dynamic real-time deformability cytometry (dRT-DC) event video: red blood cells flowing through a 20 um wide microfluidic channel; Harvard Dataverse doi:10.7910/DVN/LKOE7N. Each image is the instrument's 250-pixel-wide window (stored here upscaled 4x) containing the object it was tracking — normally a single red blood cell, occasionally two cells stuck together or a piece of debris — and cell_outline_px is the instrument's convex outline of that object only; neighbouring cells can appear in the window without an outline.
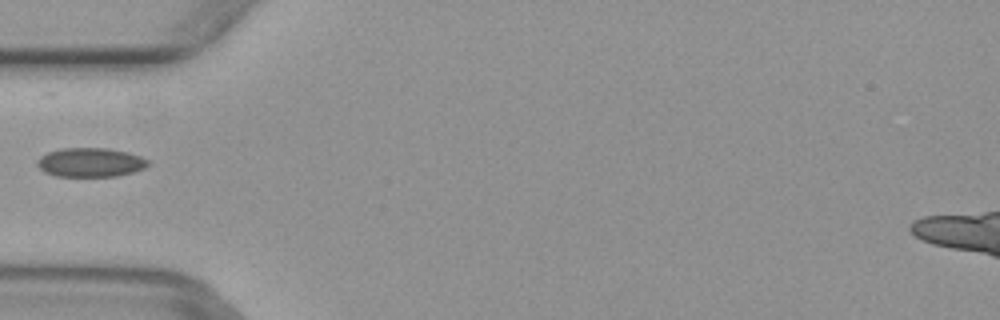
{"species": "common noctule bat (a hibernating species)", "species_latin": "Nyctalus noctula", "temperature_condition": "warm", "stored_images_in_passage": 5, "camera_frame_rate_fps": 3000, "um_per_image_px": 0.085, "animal": {"sex": "female", "body_mass_g": 29.2, "forearm_length_mm": 56.3}, "frame": {"image": 1, "passage_image": 5, "time_ms": 1.333, "image_size_px": [1000, 320], "cell_outline_px": [[148, 164], [144, 168], [132, 172], [116, 176], [56, 176], [44, 172], [36, 164], [36, 160], [40, 156], [48, 152], [64, 148], [108, 148], [128, 152], [140, 156], [148, 160]], "centroid_in_image_um": [7.66, 13.8], "position_along_channel_um": 77.3, "area_um2": 18.73}}